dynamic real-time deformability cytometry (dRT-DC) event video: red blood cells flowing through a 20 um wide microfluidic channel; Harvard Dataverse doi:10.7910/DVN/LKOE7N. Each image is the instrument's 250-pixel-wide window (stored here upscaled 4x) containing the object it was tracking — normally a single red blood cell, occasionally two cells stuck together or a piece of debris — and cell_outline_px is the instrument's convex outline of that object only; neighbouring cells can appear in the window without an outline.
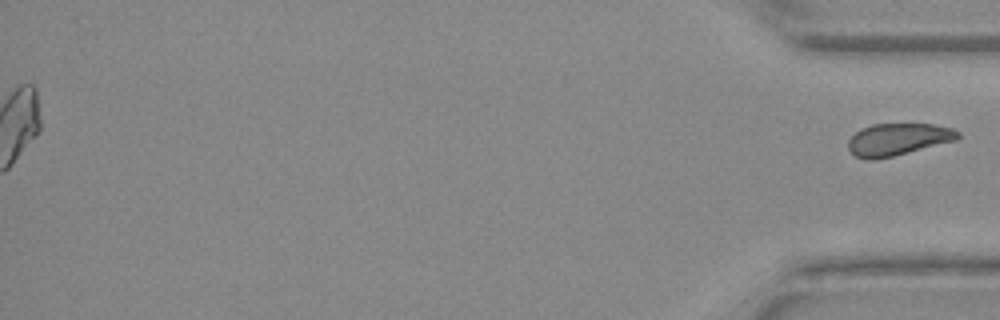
{"species": "Egyptian fruit bat (a non-hibernating species)", "species_latin": "Rousettus aegyptiacus", "temperature_condition": "warm", "stored_images_in_passage": 43, "segment_of_instrument_passage": [2, 2], "camera_frame_rate_fps": 3000, "um_per_image_px": 0.085, "animal": {"sex": "female"}, "frame": {"image": 1, "passage_image": 43, "time_ms": 14.0, "image_size_px": [1000, 320], "cell_outline_px": [[960, 136], [956, 140], [876, 160], [864, 160], [856, 156], [848, 148], [848, 140], [860, 128], [872, 124], [932, 124], [952, 128], [960, 132]], "centroid_in_image_um": [76.3, 11.84], "position_along_channel_um": 358.9, "area_um2": 20.46}}